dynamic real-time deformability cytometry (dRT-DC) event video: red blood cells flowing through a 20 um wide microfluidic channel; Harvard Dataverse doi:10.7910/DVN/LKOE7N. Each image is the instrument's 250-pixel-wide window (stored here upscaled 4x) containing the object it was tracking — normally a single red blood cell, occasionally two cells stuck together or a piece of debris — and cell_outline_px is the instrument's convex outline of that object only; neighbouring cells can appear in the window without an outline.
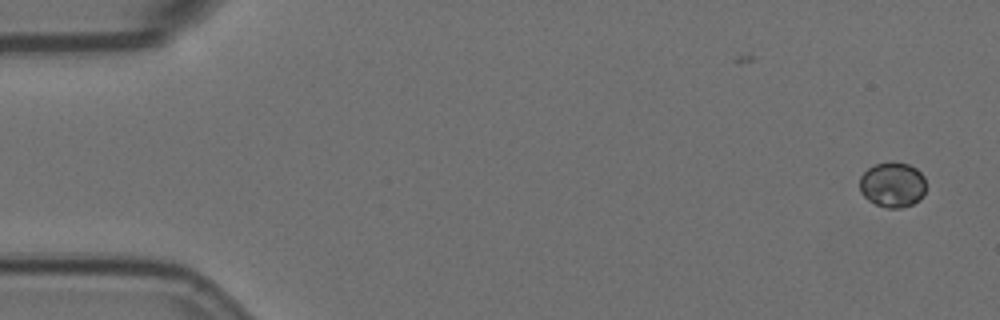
{"species": "Egyptian fruit bat (a non-hibernating species)", "species_latin": "Rousettus aegyptiacus", "temperature_condition": "room temperature", "stored_images_in_passage": 2, "camera_frame_rate_fps": 3000, "um_per_image_px": 0.085, "animal": {"sex": "female"}, "frame": {"image": 1, "passage_image": 2, "time_ms": 0.333, "image_size_px": [1000, 320], "cell_outline_px": [[924, 196], [920, 200], [912, 204], [900, 208], [888, 208], [876, 204], [868, 200], [860, 192], [860, 176], [868, 168], [876, 164], [908, 164], [916, 168], [924, 176]], "centroid_in_image_um": [75.86, 15.74], "position_along_channel_um": 9.1, "area_um2": 17.17}}